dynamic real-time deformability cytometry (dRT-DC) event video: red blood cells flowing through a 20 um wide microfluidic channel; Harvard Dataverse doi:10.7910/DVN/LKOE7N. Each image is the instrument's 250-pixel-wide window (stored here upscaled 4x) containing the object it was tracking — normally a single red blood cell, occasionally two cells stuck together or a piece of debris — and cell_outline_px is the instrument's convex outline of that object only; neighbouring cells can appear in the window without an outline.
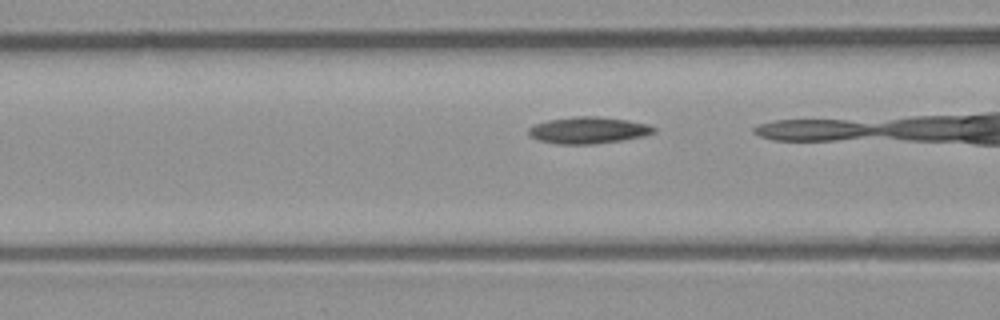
{"species": "common noctule bat (a hibernating species)", "species_latin": "Nyctalus noctula", "temperature_condition": "room temperature", "stored_images_in_passage": 22, "camera_frame_rate_fps": 3000, "um_per_image_px": 0.085, "animal": {"sex": "male", "body_mass_g": 23.1, "forearm_length_mm": 52.7}, "frame": {"image": 1, "passage_image": 10, "time_ms": 3.0, "image_size_px": [1000, 320], "cell_outline_px": [[656, 132], [644, 136], [596, 144], [556, 144], [540, 140], [532, 136], [528, 132], [528, 128], [536, 124], [548, 120], [572, 116], [600, 116], [628, 120], [648, 124], [656, 128]], "centroid_in_image_um": [50.04, 11.06], "position_along_channel_um": 116.6, "area_um2": 19.48}}